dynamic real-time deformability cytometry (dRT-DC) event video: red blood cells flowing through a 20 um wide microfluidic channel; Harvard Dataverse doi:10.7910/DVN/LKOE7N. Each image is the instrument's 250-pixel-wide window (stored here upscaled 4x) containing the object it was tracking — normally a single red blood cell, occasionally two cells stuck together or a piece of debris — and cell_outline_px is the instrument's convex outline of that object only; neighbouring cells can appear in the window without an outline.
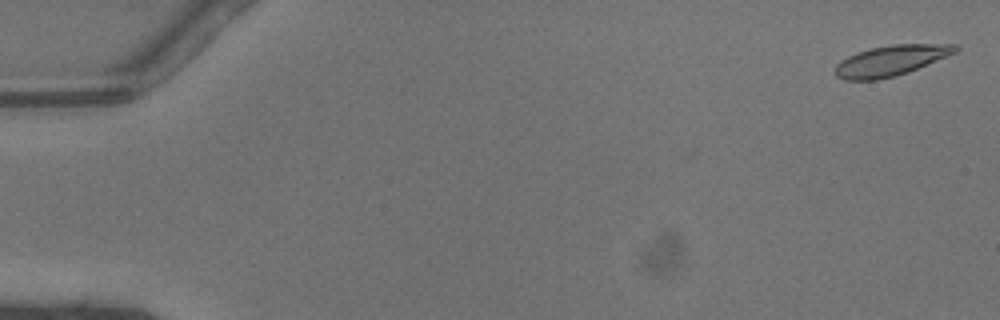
{"species": "common noctule bat (a hibernating species)", "species_latin": "Nyctalus noctula", "temperature_condition": "warm", "stored_images_in_passage": 48, "camera_frame_rate_fps": 3000, "um_per_image_px": 0.085, "animal": {"sex": "male", "body_mass_g": 13.3}, "frame": {"image": 1, "passage_image": 2, "time_ms": 0.333, "image_size_px": [1000, 320], "cell_outline_px": [[960, 48], [956, 52], [908, 72], [896, 76], [876, 80], [844, 80], [836, 76], [836, 64], [840, 60], [856, 52], [872, 48], [892, 44], [956, 44]], "centroid_in_image_um": [75.7, 5.15], "position_along_channel_um": 9.3, "area_um2": 21.27}}
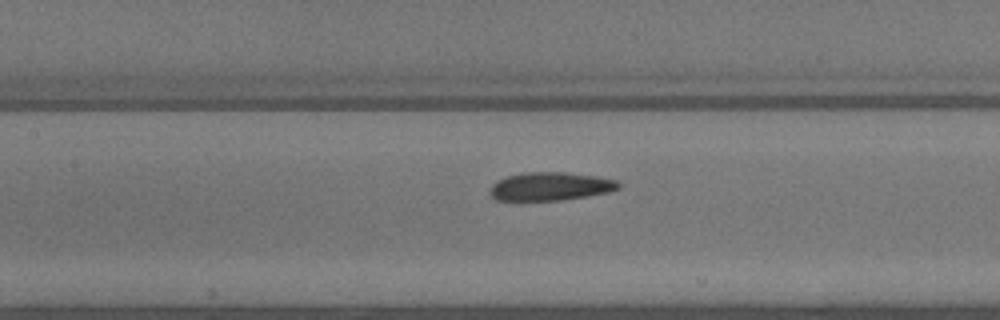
{"frame": {"image": 2, "passage_image": 23, "time_ms": 7.333, "image_size_px": [1000, 320], "cell_outline_px": [[620, 188], [608, 192], [560, 200], [496, 200], [492, 196], [492, 184], [496, 180], [504, 176], [524, 172], [564, 172], [596, 176], [616, 180], [620, 184]], "centroid_in_image_um": [46.77, 15.82], "position_along_channel_um": 160.6, "area_um2": 21.04}}
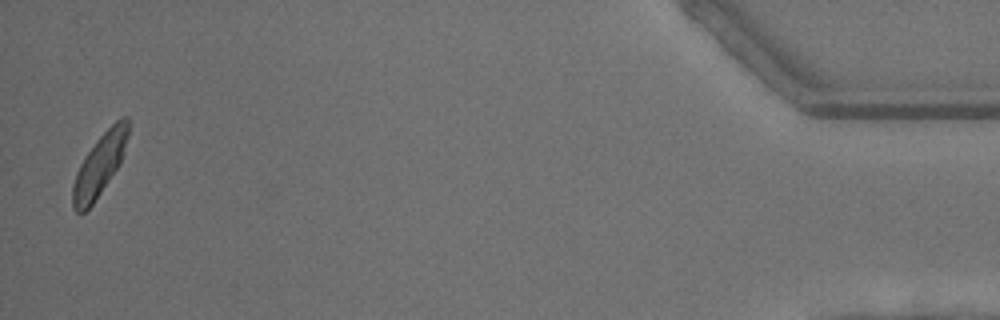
{"frame": {"image": 3, "passage_image": 47, "time_ms": 15.333, "image_size_px": [1000, 320], "cell_outline_px": [[128, 136], [120, 164], [92, 204], [84, 212], [76, 212], [72, 208], [72, 184], [76, 172], [80, 164], [96, 140], [120, 116], [128, 116]], "centroid_in_image_um": [8.45, 14.01], "position_along_channel_um": 426.7, "area_um2": 19.77}, "authors_computed_cell_mechanics": {"area_um2": 21.2126, "velocity_mm_per_s": 4.4506, "shape_relaxation_time_tau1_ms": 2.9411, "shape_relaxation_time_tau2_ms": 1.4456, "deformation_change_tau1": 0.0992, "deformation_change_tau2": 0.0711}}